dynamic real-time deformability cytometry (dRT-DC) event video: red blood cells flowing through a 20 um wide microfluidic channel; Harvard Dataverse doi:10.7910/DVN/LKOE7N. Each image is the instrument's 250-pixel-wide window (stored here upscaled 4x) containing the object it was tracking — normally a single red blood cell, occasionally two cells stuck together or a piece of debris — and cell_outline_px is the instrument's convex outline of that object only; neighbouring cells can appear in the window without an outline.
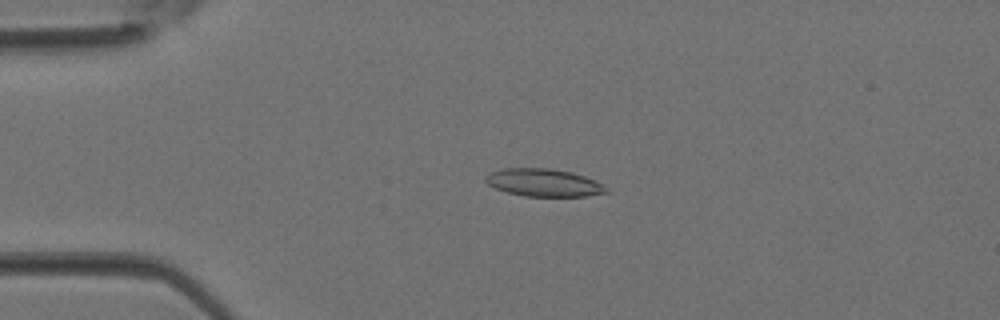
{"species": "Egyptian fruit bat (a non-hibernating species)", "species_latin": "Rousettus aegyptiacus", "temperature_condition": "room temperature", "stored_images_in_passage": 4, "camera_frame_rate_fps": 3000, "um_per_image_px": 0.085, "animal": {"sex": "female"}, "frame": {"image": 1, "passage_image": 3, "time_ms": 0.667, "image_size_px": [1000, 320], "cell_outline_px": [[608, 192], [588, 196], [524, 196], [508, 192], [496, 188], [488, 184], [484, 180], [484, 176], [488, 172], [500, 168], [548, 168], [572, 172], [584, 176], [608, 188]], "centroid_in_image_um": [46.15, 15.51], "position_along_channel_um": 38.8, "area_um2": 19.42}}
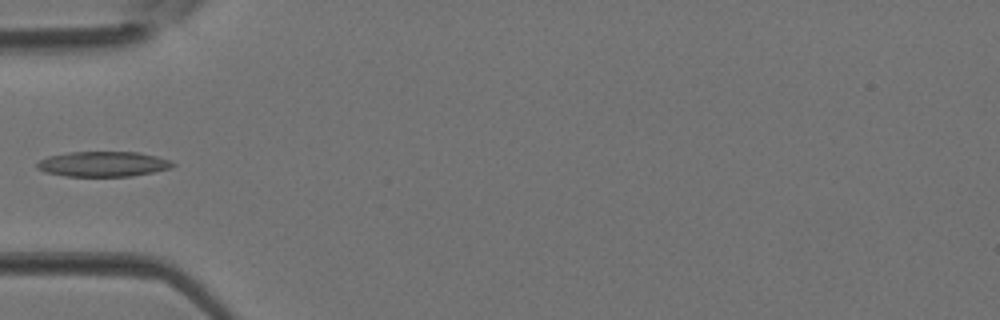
{"frame": {"image": 2, "passage_image": 4, "time_ms": 1.0, "image_size_px": [1000, 320], "cell_outline_px": [[176, 164], [172, 168], [132, 176], [64, 176], [44, 172], [36, 168], [36, 164], [40, 160], [48, 156], [68, 152], [136, 152], [156, 156], [172, 160]], "centroid_in_image_um": [8.76, 13.94], "position_along_channel_um": 76.2, "area_um2": 20.0}}